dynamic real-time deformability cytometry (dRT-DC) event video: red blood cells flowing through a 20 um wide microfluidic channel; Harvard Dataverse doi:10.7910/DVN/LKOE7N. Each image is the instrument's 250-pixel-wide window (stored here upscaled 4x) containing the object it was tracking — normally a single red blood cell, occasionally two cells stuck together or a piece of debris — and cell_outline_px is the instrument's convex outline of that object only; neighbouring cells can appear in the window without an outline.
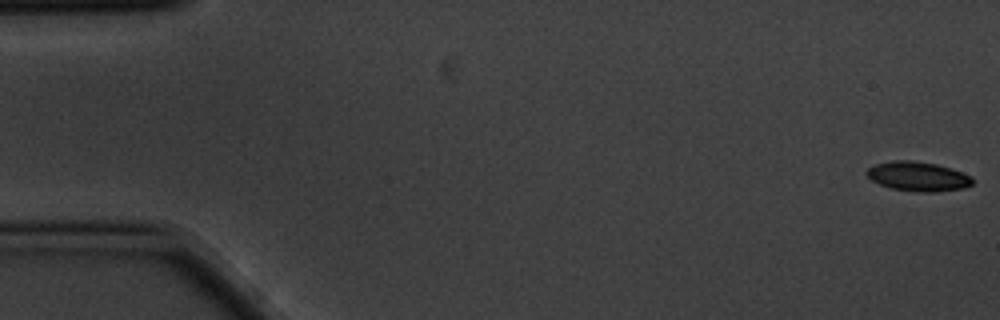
{"species": "common noctule bat (a hibernating species)", "species_latin": "Nyctalus noctula", "temperature_condition": "cold", "stored_images_in_passage": 5, "segment_of_instrument_passage": [1, 2], "camera_frame_rate_fps": 3000, "um_per_image_px": 0.085, "animal": {"sex": "male", "body_mass_g": 20.1, "forearm_length_mm": 53.5}, "frame": {"image": 1, "passage_image": 1, "time_ms": 0.0, "image_size_px": [1000, 320], "cell_outline_px": [[972, 184], [964, 188], [936, 192], [916, 192], [892, 188], [880, 184], [872, 180], [864, 172], [868, 168], [876, 164], [892, 160], [912, 160], [936, 164], [972, 176]], "centroid_in_image_um": [78.01, 14.99], "position_along_channel_um": 7.0, "area_um2": 18.03}}
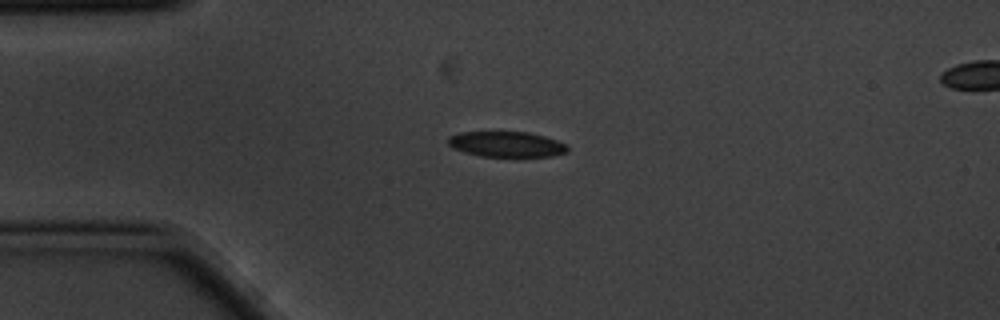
{"frame": {"image": 2, "passage_image": 4, "time_ms": 1.0, "image_size_px": [1000, 320], "cell_outline_px": [[568, 148], [564, 152], [552, 156], [480, 156], [464, 152], [452, 148], [448, 144], [448, 136], [460, 132], [528, 132], [544, 136], [568, 144]], "centroid_in_image_um": [43.02, 12.25], "position_along_channel_um": 42.0, "area_um2": 17.63}}